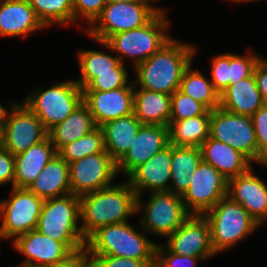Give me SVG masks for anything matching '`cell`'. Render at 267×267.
<instances>
[{
	"label": "cell",
	"mask_w": 267,
	"mask_h": 267,
	"mask_svg": "<svg viewBox=\"0 0 267 267\" xmlns=\"http://www.w3.org/2000/svg\"><path fill=\"white\" fill-rule=\"evenodd\" d=\"M202 161L199 147L171 145V182L170 192L182 196L190 184V176Z\"/></svg>",
	"instance_id": "cell-30"
},
{
	"label": "cell",
	"mask_w": 267,
	"mask_h": 267,
	"mask_svg": "<svg viewBox=\"0 0 267 267\" xmlns=\"http://www.w3.org/2000/svg\"><path fill=\"white\" fill-rule=\"evenodd\" d=\"M79 218L80 196L69 194L45 199L36 230L63 242L72 252H76L86 247Z\"/></svg>",
	"instance_id": "cell-4"
},
{
	"label": "cell",
	"mask_w": 267,
	"mask_h": 267,
	"mask_svg": "<svg viewBox=\"0 0 267 267\" xmlns=\"http://www.w3.org/2000/svg\"><path fill=\"white\" fill-rule=\"evenodd\" d=\"M142 123L134 113L105 122L100 127L104 134L105 151L117 163L134 142Z\"/></svg>",
	"instance_id": "cell-26"
},
{
	"label": "cell",
	"mask_w": 267,
	"mask_h": 267,
	"mask_svg": "<svg viewBox=\"0 0 267 267\" xmlns=\"http://www.w3.org/2000/svg\"><path fill=\"white\" fill-rule=\"evenodd\" d=\"M259 62H260L265 68H267V59L261 58V56H259Z\"/></svg>",
	"instance_id": "cell-49"
},
{
	"label": "cell",
	"mask_w": 267,
	"mask_h": 267,
	"mask_svg": "<svg viewBox=\"0 0 267 267\" xmlns=\"http://www.w3.org/2000/svg\"><path fill=\"white\" fill-rule=\"evenodd\" d=\"M57 154L47 136L25 152L15 155L14 187L29 188L45 165Z\"/></svg>",
	"instance_id": "cell-23"
},
{
	"label": "cell",
	"mask_w": 267,
	"mask_h": 267,
	"mask_svg": "<svg viewBox=\"0 0 267 267\" xmlns=\"http://www.w3.org/2000/svg\"><path fill=\"white\" fill-rule=\"evenodd\" d=\"M193 44L171 38L154 55L138 64L134 87L172 95L180 87L185 69L196 53Z\"/></svg>",
	"instance_id": "cell-2"
},
{
	"label": "cell",
	"mask_w": 267,
	"mask_h": 267,
	"mask_svg": "<svg viewBox=\"0 0 267 267\" xmlns=\"http://www.w3.org/2000/svg\"><path fill=\"white\" fill-rule=\"evenodd\" d=\"M28 189L44 200L71 194L69 164L57 154Z\"/></svg>",
	"instance_id": "cell-25"
},
{
	"label": "cell",
	"mask_w": 267,
	"mask_h": 267,
	"mask_svg": "<svg viewBox=\"0 0 267 267\" xmlns=\"http://www.w3.org/2000/svg\"><path fill=\"white\" fill-rule=\"evenodd\" d=\"M3 119H0V146L2 144Z\"/></svg>",
	"instance_id": "cell-48"
},
{
	"label": "cell",
	"mask_w": 267,
	"mask_h": 267,
	"mask_svg": "<svg viewBox=\"0 0 267 267\" xmlns=\"http://www.w3.org/2000/svg\"><path fill=\"white\" fill-rule=\"evenodd\" d=\"M133 84L107 91H83V102L89 108L96 126L133 113Z\"/></svg>",
	"instance_id": "cell-17"
},
{
	"label": "cell",
	"mask_w": 267,
	"mask_h": 267,
	"mask_svg": "<svg viewBox=\"0 0 267 267\" xmlns=\"http://www.w3.org/2000/svg\"><path fill=\"white\" fill-rule=\"evenodd\" d=\"M118 175L116 162L105 151L69 164L71 194L81 196L111 186Z\"/></svg>",
	"instance_id": "cell-14"
},
{
	"label": "cell",
	"mask_w": 267,
	"mask_h": 267,
	"mask_svg": "<svg viewBox=\"0 0 267 267\" xmlns=\"http://www.w3.org/2000/svg\"><path fill=\"white\" fill-rule=\"evenodd\" d=\"M127 181L137 196L144 190L149 192L170 191L171 144L156 153L147 162L139 165L128 176Z\"/></svg>",
	"instance_id": "cell-20"
},
{
	"label": "cell",
	"mask_w": 267,
	"mask_h": 267,
	"mask_svg": "<svg viewBox=\"0 0 267 267\" xmlns=\"http://www.w3.org/2000/svg\"><path fill=\"white\" fill-rule=\"evenodd\" d=\"M15 157L5 147L0 146V186L11 182L14 187Z\"/></svg>",
	"instance_id": "cell-43"
},
{
	"label": "cell",
	"mask_w": 267,
	"mask_h": 267,
	"mask_svg": "<svg viewBox=\"0 0 267 267\" xmlns=\"http://www.w3.org/2000/svg\"><path fill=\"white\" fill-rule=\"evenodd\" d=\"M202 160L217 169L228 180L247 172L251 161L230 145L207 138L200 146Z\"/></svg>",
	"instance_id": "cell-22"
},
{
	"label": "cell",
	"mask_w": 267,
	"mask_h": 267,
	"mask_svg": "<svg viewBox=\"0 0 267 267\" xmlns=\"http://www.w3.org/2000/svg\"><path fill=\"white\" fill-rule=\"evenodd\" d=\"M89 256L86 248L73 252L65 260L50 267H88Z\"/></svg>",
	"instance_id": "cell-44"
},
{
	"label": "cell",
	"mask_w": 267,
	"mask_h": 267,
	"mask_svg": "<svg viewBox=\"0 0 267 267\" xmlns=\"http://www.w3.org/2000/svg\"><path fill=\"white\" fill-rule=\"evenodd\" d=\"M211 82L221 92L229 86L230 53L220 54L212 58Z\"/></svg>",
	"instance_id": "cell-40"
},
{
	"label": "cell",
	"mask_w": 267,
	"mask_h": 267,
	"mask_svg": "<svg viewBox=\"0 0 267 267\" xmlns=\"http://www.w3.org/2000/svg\"><path fill=\"white\" fill-rule=\"evenodd\" d=\"M90 267H146L151 260H135L112 255H88Z\"/></svg>",
	"instance_id": "cell-41"
},
{
	"label": "cell",
	"mask_w": 267,
	"mask_h": 267,
	"mask_svg": "<svg viewBox=\"0 0 267 267\" xmlns=\"http://www.w3.org/2000/svg\"><path fill=\"white\" fill-rule=\"evenodd\" d=\"M169 145V130L162 125H141L132 146L116 163L117 173L126 177L139 165Z\"/></svg>",
	"instance_id": "cell-18"
},
{
	"label": "cell",
	"mask_w": 267,
	"mask_h": 267,
	"mask_svg": "<svg viewBox=\"0 0 267 267\" xmlns=\"http://www.w3.org/2000/svg\"><path fill=\"white\" fill-rule=\"evenodd\" d=\"M12 245L26 257L18 267H50L73 253L63 242L36 229L19 236Z\"/></svg>",
	"instance_id": "cell-16"
},
{
	"label": "cell",
	"mask_w": 267,
	"mask_h": 267,
	"mask_svg": "<svg viewBox=\"0 0 267 267\" xmlns=\"http://www.w3.org/2000/svg\"><path fill=\"white\" fill-rule=\"evenodd\" d=\"M3 111L2 146L18 155L44 140L48 135L42 121L26 104L10 103Z\"/></svg>",
	"instance_id": "cell-11"
},
{
	"label": "cell",
	"mask_w": 267,
	"mask_h": 267,
	"mask_svg": "<svg viewBox=\"0 0 267 267\" xmlns=\"http://www.w3.org/2000/svg\"><path fill=\"white\" fill-rule=\"evenodd\" d=\"M232 2L236 1V2H254V1H260V0H230Z\"/></svg>",
	"instance_id": "cell-50"
},
{
	"label": "cell",
	"mask_w": 267,
	"mask_h": 267,
	"mask_svg": "<svg viewBox=\"0 0 267 267\" xmlns=\"http://www.w3.org/2000/svg\"><path fill=\"white\" fill-rule=\"evenodd\" d=\"M166 247L175 254L201 257L203 261L215 256L208 219L204 215H190L167 238Z\"/></svg>",
	"instance_id": "cell-15"
},
{
	"label": "cell",
	"mask_w": 267,
	"mask_h": 267,
	"mask_svg": "<svg viewBox=\"0 0 267 267\" xmlns=\"http://www.w3.org/2000/svg\"><path fill=\"white\" fill-rule=\"evenodd\" d=\"M264 104L254 74L229 85L220 94V107L234 114L251 117Z\"/></svg>",
	"instance_id": "cell-24"
},
{
	"label": "cell",
	"mask_w": 267,
	"mask_h": 267,
	"mask_svg": "<svg viewBox=\"0 0 267 267\" xmlns=\"http://www.w3.org/2000/svg\"><path fill=\"white\" fill-rule=\"evenodd\" d=\"M96 127L89 108L82 102L63 122L51 128L47 135L58 152L64 145L83 137Z\"/></svg>",
	"instance_id": "cell-28"
},
{
	"label": "cell",
	"mask_w": 267,
	"mask_h": 267,
	"mask_svg": "<svg viewBox=\"0 0 267 267\" xmlns=\"http://www.w3.org/2000/svg\"><path fill=\"white\" fill-rule=\"evenodd\" d=\"M156 257L163 263L165 267H196L201 257H191L178 255L171 252L166 246L157 244Z\"/></svg>",
	"instance_id": "cell-42"
},
{
	"label": "cell",
	"mask_w": 267,
	"mask_h": 267,
	"mask_svg": "<svg viewBox=\"0 0 267 267\" xmlns=\"http://www.w3.org/2000/svg\"><path fill=\"white\" fill-rule=\"evenodd\" d=\"M38 19L45 27L73 23L72 0H28Z\"/></svg>",
	"instance_id": "cell-34"
},
{
	"label": "cell",
	"mask_w": 267,
	"mask_h": 267,
	"mask_svg": "<svg viewBox=\"0 0 267 267\" xmlns=\"http://www.w3.org/2000/svg\"><path fill=\"white\" fill-rule=\"evenodd\" d=\"M137 214V194L128 181L80 196L81 231L87 240L99 228Z\"/></svg>",
	"instance_id": "cell-1"
},
{
	"label": "cell",
	"mask_w": 267,
	"mask_h": 267,
	"mask_svg": "<svg viewBox=\"0 0 267 267\" xmlns=\"http://www.w3.org/2000/svg\"><path fill=\"white\" fill-rule=\"evenodd\" d=\"M105 152L104 134L97 126L83 137L64 145L57 153L68 164L91 154Z\"/></svg>",
	"instance_id": "cell-33"
},
{
	"label": "cell",
	"mask_w": 267,
	"mask_h": 267,
	"mask_svg": "<svg viewBox=\"0 0 267 267\" xmlns=\"http://www.w3.org/2000/svg\"><path fill=\"white\" fill-rule=\"evenodd\" d=\"M166 13V10L161 9L144 26L114 34L105 42L97 41V43L112 52H117L119 54L117 57L123 64L124 58H131L135 68L154 55L171 39L167 35V30H170V21L167 20Z\"/></svg>",
	"instance_id": "cell-3"
},
{
	"label": "cell",
	"mask_w": 267,
	"mask_h": 267,
	"mask_svg": "<svg viewBox=\"0 0 267 267\" xmlns=\"http://www.w3.org/2000/svg\"><path fill=\"white\" fill-rule=\"evenodd\" d=\"M4 107L0 104V119H3V111H4Z\"/></svg>",
	"instance_id": "cell-51"
},
{
	"label": "cell",
	"mask_w": 267,
	"mask_h": 267,
	"mask_svg": "<svg viewBox=\"0 0 267 267\" xmlns=\"http://www.w3.org/2000/svg\"><path fill=\"white\" fill-rule=\"evenodd\" d=\"M160 10L150 3H109L84 30L93 40L105 42L114 34L144 26Z\"/></svg>",
	"instance_id": "cell-8"
},
{
	"label": "cell",
	"mask_w": 267,
	"mask_h": 267,
	"mask_svg": "<svg viewBox=\"0 0 267 267\" xmlns=\"http://www.w3.org/2000/svg\"><path fill=\"white\" fill-rule=\"evenodd\" d=\"M204 216L210 224L211 246L215 254L233 247L260 227L248 211L229 196L222 198Z\"/></svg>",
	"instance_id": "cell-6"
},
{
	"label": "cell",
	"mask_w": 267,
	"mask_h": 267,
	"mask_svg": "<svg viewBox=\"0 0 267 267\" xmlns=\"http://www.w3.org/2000/svg\"><path fill=\"white\" fill-rule=\"evenodd\" d=\"M151 0H105L106 4L109 3H149Z\"/></svg>",
	"instance_id": "cell-46"
},
{
	"label": "cell",
	"mask_w": 267,
	"mask_h": 267,
	"mask_svg": "<svg viewBox=\"0 0 267 267\" xmlns=\"http://www.w3.org/2000/svg\"><path fill=\"white\" fill-rule=\"evenodd\" d=\"M10 198L0 201V238L15 241L37 227L44 199L28 188L12 187Z\"/></svg>",
	"instance_id": "cell-10"
},
{
	"label": "cell",
	"mask_w": 267,
	"mask_h": 267,
	"mask_svg": "<svg viewBox=\"0 0 267 267\" xmlns=\"http://www.w3.org/2000/svg\"><path fill=\"white\" fill-rule=\"evenodd\" d=\"M207 111L208 109L202 103L184 94L179 89L171 95L170 121L204 115Z\"/></svg>",
	"instance_id": "cell-35"
},
{
	"label": "cell",
	"mask_w": 267,
	"mask_h": 267,
	"mask_svg": "<svg viewBox=\"0 0 267 267\" xmlns=\"http://www.w3.org/2000/svg\"><path fill=\"white\" fill-rule=\"evenodd\" d=\"M191 67L192 63L185 69L179 90L202 103L210 111L220 107V94L211 80Z\"/></svg>",
	"instance_id": "cell-31"
},
{
	"label": "cell",
	"mask_w": 267,
	"mask_h": 267,
	"mask_svg": "<svg viewBox=\"0 0 267 267\" xmlns=\"http://www.w3.org/2000/svg\"><path fill=\"white\" fill-rule=\"evenodd\" d=\"M151 193V198L145 205L141 201L142 196H137V213L144 211L139 223L144 233L168 238L190 214L185 209L181 196L170 191Z\"/></svg>",
	"instance_id": "cell-9"
},
{
	"label": "cell",
	"mask_w": 267,
	"mask_h": 267,
	"mask_svg": "<svg viewBox=\"0 0 267 267\" xmlns=\"http://www.w3.org/2000/svg\"><path fill=\"white\" fill-rule=\"evenodd\" d=\"M254 77L262 99L267 104V68L258 62L254 68Z\"/></svg>",
	"instance_id": "cell-45"
},
{
	"label": "cell",
	"mask_w": 267,
	"mask_h": 267,
	"mask_svg": "<svg viewBox=\"0 0 267 267\" xmlns=\"http://www.w3.org/2000/svg\"><path fill=\"white\" fill-rule=\"evenodd\" d=\"M210 116L211 111L208 110L204 115L170 121L168 126L169 144L200 148L210 137Z\"/></svg>",
	"instance_id": "cell-29"
},
{
	"label": "cell",
	"mask_w": 267,
	"mask_h": 267,
	"mask_svg": "<svg viewBox=\"0 0 267 267\" xmlns=\"http://www.w3.org/2000/svg\"><path fill=\"white\" fill-rule=\"evenodd\" d=\"M258 145V163H267V104L259 108L252 116Z\"/></svg>",
	"instance_id": "cell-38"
},
{
	"label": "cell",
	"mask_w": 267,
	"mask_h": 267,
	"mask_svg": "<svg viewBox=\"0 0 267 267\" xmlns=\"http://www.w3.org/2000/svg\"><path fill=\"white\" fill-rule=\"evenodd\" d=\"M254 54L252 51L247 52L245 56L230 53L229 85L250 77L254 73V68L259 62V55Z\"/></svg>",
	"instance_id": "cell-37"
},
{
	"label": "cell",
	"mask_w": 267,
	"mask_h": 267,
	"mask_svg": "<svg viewBox=\"0 0 267 267\" xmlns=\"http://www.w3.org/2000/svg\"><path fill=\"white\" fill-rule=\"evenodd\" d=\"M73 1V23L78 24L81 19H85L91 25L101 14L106 5L105 0H72Z\"/></svg>",
	"instance_id": "cell-39"
},
{
	"label": "cell",
	"mask_w": 267,
	"mask_h": 267,
	"mask_svg": "<svg viewBox=\"0 0 267 267\" xmlns=\"http://www.w3.org/2000/svg\"><path fill=\"white\" fill-rule=\"evenodd\" d=\"M146 267H165V266L157 257H155L153 260L147 263Z\"/></svg>",
	"instance_id": "cell-47"
},
{
	"label": "cell",
	"mask_w": 267,
	"mask_h": 267,
	"mask_svg": "<svg viewBox=\"0 0 267 267\" xmlns=\"http://www.w3.org/2000/svg\"><path fill=\"white\" fill-rule=\"evenodd\" d=\"M78 63L81 77L75 80L79 86L85 88L98 73L113 72L120 60L117 56L97 50L78 51Z\"/></svg>",
	"instance_id": "cell-32"
},
{
	"label": "cell",
	"mask_w": 267,
	"mask_h": 267,
	"mask_svg": "<svg viewBox=\"0 0 267 267\" xmlns=\"http://www.w3.org/2000/svg\"><path fill=\"white\" fill-rule=\"evenodd\" d=\"M190 179L187 190L181 196L190 215H205L222 198L228 196V179L203 160Z\"/></svg>",
	"instance_id": "cell-13"
},
{
	"label": "cell",
	"mask_w": 267,
	"mask_h": 267,
	"mask_svg": "<svg viewBox=\"0 0 267 267\" xmlns=\"http://www.w3.org/2000/svg\"><path fill=\"white\" fill-rule=\"evenodd\" d=\"M133 113L142 125L168 127L171 117V95L135 87Z\"/></svg>",
	"instance_id": "cell-27"
},
{
	"label": "cell",
	"mask_w": 267,
	"mask_h": 267,
	"mask_svg": "<svg viewBox=\"0 0 267 267\" xmlns=\"http://www.w3.org/2000/svg\"><path fill=\"white\" fill-rule=\"evenodd\" d=\"M127 71L125 64L120 62L113 68V72L98 73L82 91H107L126 87L129 82Z\"/></svg>",
	"instance_id": "cell-36"
},
{
	"label": "cell",
	"mask_w": 267,
	"mask_h": 267,
	"mask_svg": "<svg viewBox=\"0 0 267 267\" xmlns=\"http://www.w3.org/2000/svg\"><path fill=\"white\" fill-rule=\"evenodd\" d=\"M43 28L28 0H0V37L25 38Z\"/></svg>",
	"instance_id": "cell-21"
},
{
	"label": "cell",
	"mask_w": 267,
	"mask_h": 267,
	"mask_svg": "<svg viewBox=\"0 0 267 267\" xmlns=\"http://www.w3.org/2000/svg\"><path fill=\"white\" fill-rule=\"evenodd\" d=\"M155 243L127 221L99 228L86 240L88 255H112L135 260H153Z\"/></svg>",
	"instance_id": "cell-5"
},
{
	"label": "cell",
	"mask_w": 267,
	"mask_h": 267,
	"mask_svg": "<svg viewBox=\"0 0 267 267\" xmlns=\"http://www.w3.org/2000/svg\"><path fill=\"white\" fill-rule=\"evenodd\" d=\"M210 137L230 145L251 162L258 163V145L252 118L228 112L221 107L211 111Z\"/></svg>",
	"instance_id": "cell-12"
},
{
	"label": "cell",
	"mask_w": 267,
	"mask_h": 267,
	"mask_svg": "<svg viewBox=\"0 0 267 267\" xmlns=\"http://www.w3.org/2000/svg\"><path fill=\"white\" fill-rule=\"evenodd\" d=\"M23 102L42 121L48 132L83 102V91L76 81L59 82L47 90L34 89Z\"/></svg>",
	"instance_id": "cell-7"
},
{
	"label": "cell",
	"mask_w": 267,
	"mask_h": 267,
	"mask_svg": "<svg viewBox=\"0 0 267 267\" xmlns=\"http://www.w3.org/2000/svg\"><path fill=\"white\" fill-rule=\"evenodd\" d=\"M228 196L241 204L259 225L267 220V185L254 175L252 167L228 180Z\"/></svg>",
	"instance_id": "cell-19"
}]
</instances>
